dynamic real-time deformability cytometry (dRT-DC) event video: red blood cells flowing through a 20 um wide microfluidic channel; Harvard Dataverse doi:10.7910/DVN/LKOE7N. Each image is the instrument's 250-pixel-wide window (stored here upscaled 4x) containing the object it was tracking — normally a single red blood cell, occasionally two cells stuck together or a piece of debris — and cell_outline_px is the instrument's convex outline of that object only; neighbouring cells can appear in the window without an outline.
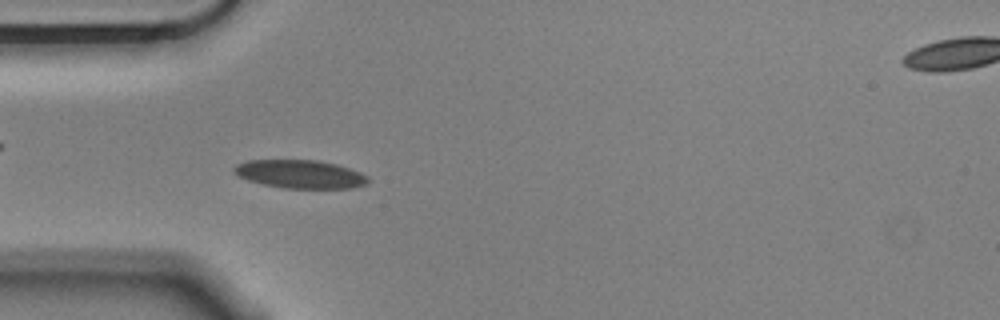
{"species": "Egyptian fruit bat (a non-hibernating species)", "species_latin": "Rousettus aegyptiacus", "temperature_condition": "cold", "stored_images_in_passage": 46, "camera_frame_rate_fps": 3000, "um_per_image_px": 0.085, "animal": {"sex": "male"}, "frame": {"image": 1, "passage_image": 6, "time_ms": 1.667, "image_size_px": [1000, 320], "cell_outline_px": [[368, 184], [352, 188], [284, 188], [264, 184], [248, 180], [236, 176], [232, 172], [232, 168], [236, 164], [248, 160], [316, 160], [336, 164], [348, 168], [368, 176]], "centroid_in_image_um": [25.47, 14.8], "position_along_channel_um": 59.5, "area_um2": 22.14}}
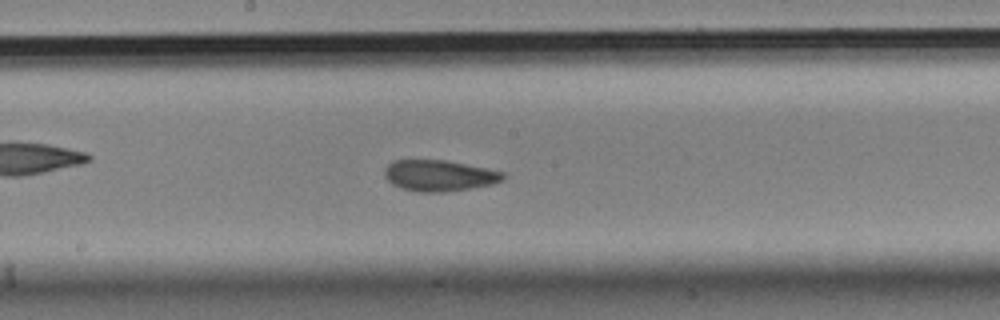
{"frame": {"image": 2, "passage_image": 19, "time_ms": 6.0, "image_size_px": [1000, 320], "cell_outline_px": [[504, 180], [492, 184], [472, 188], [444, 192], [416, 192], [400, 188], [392, 184], [384, 176], [384, 168], [392, 160], [444, 160], [504, 172]], "centroid_in_image_um": [37.29, 14.93], "position_along_channel_um": 210.9, "area_um2": 21.5}}
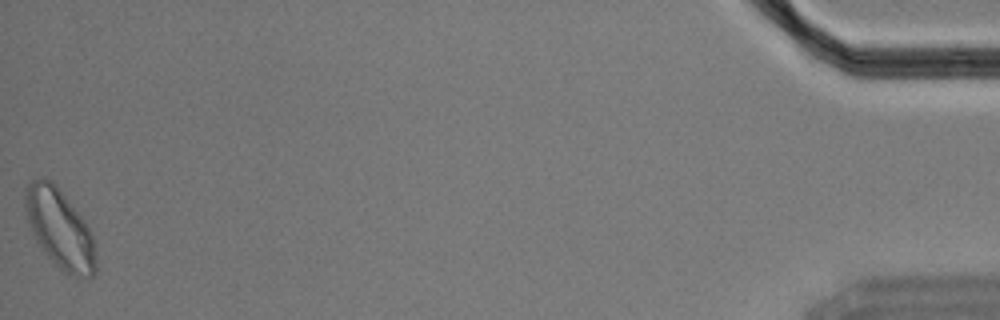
{"frame": {"image": 3, "passage_image": 46, "time_ms": 15.0, "image_size_px": [1000, 320], "cell_outline_px": [[96, 272], [92, 276], [72, 276], [64, 272], [48, 256], [36, 240], [28, 220], [24, 200], [24, 192], [28, 184], [32, 180], [44, 176], [52, 180], [56, 184], [84, 220], [92, 236], [96, 256]], "centroid_in_image_um": [5.08, 19.4], "position_along_channel_um": 430.1, "area_um2": 32.19}, "authors_computed_cell_mechanics": {"area_um2": 22.1663, "velocity_mm_per_s": 3.5269, "shape_relaxation_time_tau1_ms": 4.8874, "shape_relaxation_time_tau2_ms": 2.1248, "deformation_change_tau1": 0.0992, "deformation_change_tau2": 0.0608}}